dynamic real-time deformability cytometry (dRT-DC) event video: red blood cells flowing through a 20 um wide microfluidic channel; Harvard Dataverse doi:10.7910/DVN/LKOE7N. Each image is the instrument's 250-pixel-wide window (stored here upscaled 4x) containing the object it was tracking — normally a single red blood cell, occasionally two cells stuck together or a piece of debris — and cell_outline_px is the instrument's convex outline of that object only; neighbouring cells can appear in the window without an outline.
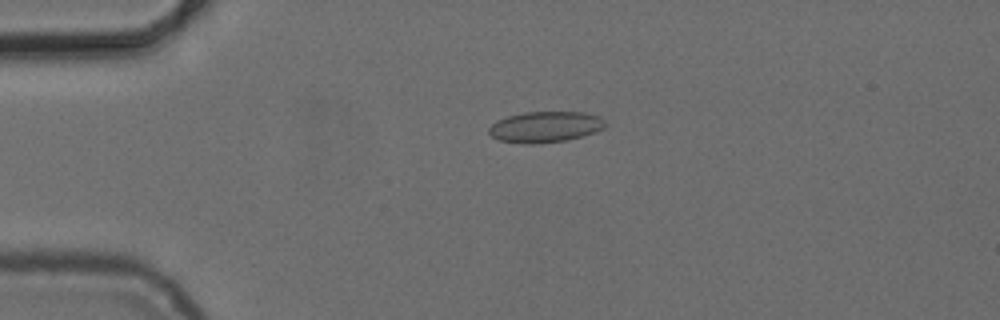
{"species": "common noctule bat (a hibernating species)", "species_latin": "Nyctalus noctula", "temperature_condition": "cold", "stored_images_in_passage": 5, "camera_frame_rate_fps": 3000, "um_per_image_px": 0.085, "animal": {"sex": "female", "body_mass_g": 24.6, "forearm_length_mm": 56.2}, "frame": {"image": 1, "passage_image": 4, "time_ms": 3.667, "image_size_px": [1000, 320], "cell_outline_px": [[608, 124], [604, 128], [596, 132], [568, 140], [532, 144], [524, 144], [500, 140], [492, 136], [488, 132], [488, 128], [496, 120], [508, 116], [524, 112], [584, 112], [600, 116]], "centroid_in_image_um": [46.37, 10.78], "position_along_channel_um": 38.6, "area_um2": 21.15}}